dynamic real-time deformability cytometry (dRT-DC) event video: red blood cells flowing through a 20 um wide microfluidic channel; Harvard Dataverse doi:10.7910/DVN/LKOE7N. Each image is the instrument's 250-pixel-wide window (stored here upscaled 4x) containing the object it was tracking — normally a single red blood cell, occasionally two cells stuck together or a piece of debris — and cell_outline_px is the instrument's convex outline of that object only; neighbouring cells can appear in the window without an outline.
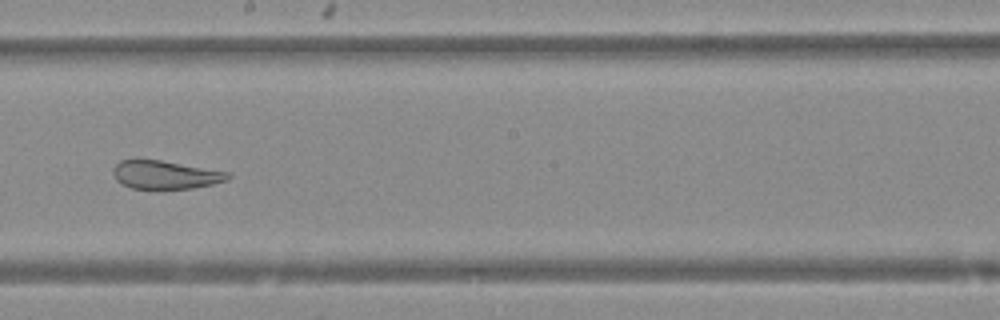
{"species": "Egyptian fruit bat (a non-hibernating species)", "species_latin": "Rousettus aegyptiacus", "temperature_condition": "warm", "stored_images_in_passage": 49, "camera_frame_rate_fps": 3000, "um_per_image_px": 0.085, "animal": {"sex": "female"}, "frame": {"image": 1, "passage_image": 28, "time_ms": 9.0, "image_size_px": [1000, 320], "cell_outline_px": [[232, 176], [228, 180], [212, 184], [192, 188], [156, 192], [132, 188], [116, 180], [112, 172], [112, 168], [120, 160], [136, 156], [232, 172]], "centroid_in_image_um": [14.01, 14.86], "position_along_channel_um": 234.2, "area_um2": 20.29}}